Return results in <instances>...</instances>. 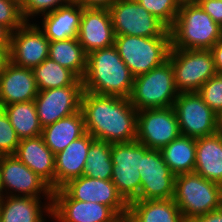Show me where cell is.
Masks as SVG:
<instances>
[{"instance_id": "6da1fadb", "label": "cell", "mask_w": 222, "mask_h": 222, "mask_svg": "<svg viewBox=\"0 0 222 222\" xmlns=\"http://www.w3.org/2000/svg\"><path fill=\"white\" fill-rule=\"evenodd\" d=\"M80 110L86 132L95 140L108 143L136 141L138 111L129 98L84 91Z\"/></svg>"}, {"instance_id": "277c9868", "label": "cell", "mask_w": 222, "mask_h": 222, "mask_svg": "<svg viewBox=\"0 0 222 222\" xmlns=\"http://www.w3.org/2000/svg\"><path fill=\"white\" fill-rule=\"evenodd\" d=\"M173 201L187 222L222 207V185L195 172L178 174L175 178Z\"/></svg>"}, {"instance_id": "ac0fdd59", "label": "cell", "mask_w": 222, "mask_h": 222, "mask_svg": "<svg viewBox=\"0 0 222 222\" xmlns=\"http://www.w3.org/2000/svg\"><path fill=\"white\" fill-rule=\"evenodd\" d=\"M115 32L107 8H83L78 40L85 53L114 45Z\"/></svg>"}, {"instance_id": "cb8c5ba5", "label": "cell", "mask_w": 222, "mask_h": 222, "mask_svg": "<svg viewBox=\"0 0 222 222\" xmlns=\"http://www.w3.org/2000/svg\"><path fill=\"white\" fill-rule=\"evenodd\" d=\"M194 172L203 178L222 185V134L196 139V163Z\"/></svg>"}, {"instance_id": "8d00e7d4", "label": "cell", "mask_w": 222, "mask_h": 222, "mask_svg": "<svg viewBox=\"0 0 222 222\" xmlns=\"http://www.w3.org/2000/svg\"><path fill=\"white\" fill-rule=\"evenodd\" d=\"M197 3L222 27V0H198Z\"/></svg>"}, {"instance_id": "5bb4252c", "label": "cell", "mask_w": 222, "mask_h": 222, "mask_svg": "<svg viewBox=\"0 0 222 222\" xmlns=\"http://www.w3.org/2000/svg\"><path fill=\"white\" fill-rule=\"evenodd\" d=\"M51 218L55 222H121L109 207L73 199L63 188L53 191Z\"/></svg>"}, {"instance_id": "d6986e66", "label": "cell", "mask_w": 222, "mask_h": 222, "mask_svg": "<svg viewBox=\"0 0 222 222\" xmlns=\"http://www.w3.org/2000/svg\"><path fill=\"white\" fill-rule=\"evenodd\" d=\"M39 90L32 69L6 64L0 74V108L35 100Z\"/></svg>"}, {"instance_id": "ab89813d", "label": "cell", "mask_w": 222, "mask_h": 222, "mask_svg": "<svg viewBox=\"0 0 222 222\" xmlns=\"http://www.w3.org/2000/svg\"><path fill=\"white\" fill-rule=\"evenodd\" d=\"M217 74H222V38L210 49Z\"/></svg>"}, {"instance_id": "52a82bcc", "label": "cell", "mask_w": 222, "mask_h": 222, "mask_svg": "<svg viewBox=\"0 0 222 222\" xmlns=\"http://www.w3.org/2000/svg\"><path fill=\"white\" fill-rule=\"evenodd\" d=\"M168 60L173 66L174 83L179 93L198 92L217 74L210 50L171 48Z\"/></svg>"}, {"instance_id": "5b68a950", "label": "cell", "mask_w": 222, "mask_h": 222, "mask_svg": "<svg viewBox=\"0 0 222 222\" xmlns=\"http://www.w3.org/2000/svg\"><path fill=\"white\" fill-rule=\"evenodd\" d=\"M114 46L135 78L168 60L171 37L116 35Z\"/></svg>"}, {"instance_id": "f1b7e54d", "label": "cell", "mask_w": 222, "mask_h": 222, "mask_svg": "<svg viewBox=\"0 0 222 222\" xmlns=\"http://www.w3.org/2000/svg\"><path fill=\"white\" fill-rule=\"evenodd\" d=\"M20 140L42 135L34 100L18 102L2 107Z\"/></svg>"}, {"instance_id": "8fae6325", "label": "cell", "mask_w": 222, "mask_h": 222, "mask_svg": "<svg viewBox=\"0 0 222 222\" xmlns=\"http://www.w3.org/2000/svg\"><path fill=\"white\" fill-rule=\"evenodd\" d=\"M173 108L181 135L197 139L218 132L217 114L198 92L179 93Z\"/></svg>"}, {"instance_id": "d4e9b609", "label": "cell", "mask_w": 222, "mask_h": 222, "mask_svg": "<svg viewBox=\"0 0 222 222\" xmlns=\"http://www.w3.org/2000/svg\"><path fill=\"white\" fill-rule=\"evenodd\" d=\"M127 222H186L173 199L134 200L129 203Z\"/></svg>"}, {"instance_id": "44dd1931", "label": "cell", "mask_w": 222, "mask_h": 222, "mask_svg": "<svg viewBox=\"0 0 222 222\" xmlns=\"http://www.w3.org/2000/svg\"><path fill=\"white\" fill-rule=\"evenodd\" d=\"M14 155L54 191L55 154L45 145L42 136L20 140Z\"/></svg>"}, {"instance_id": "8992f818", "label": "cell", "mask_w": 222, "mask_h": 222, "mask_svg": "<svg viewBox=\"0 0 222 222\" xmlns=\"http://www.w3.org/2000/svg\"><path fill=\"white\" fill-rule=\"evenodd\" d=\"M178 94L174 83L173 66L167 60L148 73L134 78L129 101L137 111L168 108L174 105Z\"/></svg>"}, {"instance_id": "ffe728a7", "label": "cell", "mask_w": 222, "mask_h": 222, "mask_svg": "<svg viewBox=\"0 0 222 222\" xmlns=\"http://www.w3.org/2000/svg\"><path fill=\"white\" fill-rule=\"evenodd\" d=\"M94 140L86 133L55 154L54 190L83 175L88 151Z\"/></svg>"}, {"instance_id": "d590c367", "label": "cell", "mask_w": 222, "mask_h": 222, "mask_svg": "<svg viewBox=\"0 0 222 222\" xmlns=\"http://www.w3.org/2000/svg\"><path fill=\"white\" fill-rule=\"evenodd\" d=\"M25 20L21 6L12 0H0V24L7 27L12 33L19 29Z\"/></svg>"}, {"instance_id": "b9f144b4", "label": "cell", "mask_w": 222, "mask_h": 222, "mask_svg": "<svg viewBox=\"0 0 222 222\" xmlns=\"http://www.w3.org/2000/svg\"><path fill=\"white\" fill-rule=\"evenodd\" d=\"M9 47L10 46H0V74L9 62Z\"/></svg>"}, {"instance_id": "4316f807", "label": "cell", "mask_w": 222, "mask_h": 222, "mask_svg": "<svg viewBox=\"0 0 222 222\" xmlns=\"http://www.w3.org/2000/svg\"><path fill=\"white\" fill-rule=\"evenodd\" d=\"M160 153L175 175L193 173L196 163V139L180 135L160 149Z\"/></svg>"}, {"instance_id": "9a60e30c", "label": "cell", "mask_w": 222, "mask_h": 222, "mask_svg": "<svg viewBox=\"0 0 222 222\" xmlns=\"http://www.w3.org/2000/svg\"><path fill=\"white\" fill-rule=\"evenodd\" d=\"M49 39L36 22H25L11 35L9 61L33 69L49 56Z\"/></svg>"}, {"instance_id": "f546056e", "label": "cell", "mask_w": 222, "mask_h": 222, "mask_svg": "<svg viewBox=\"0 0 222 222\" xmlns=\"http://www.w3.org/2000/svg\"><path fill=\"white\" fill-rule=\"evenodd\" d=\"M39 91L72 85L78 77L49 57L32 69Z\"/></svg>"}, {"instance_id": "4fadbf2b", "label": "cell", "mask_w": 222, "mask_h": 222, "mask_svg": "<svg viewBox=\"0 0 222 222\" xmlns=\"http://www.w3.org/2000/svg\"><path fill=\"white\" fill-rule=\"evenodd\" d=\"M83 92L79 78L69 86L39 91L34 103L42 128L80 111Z\"/></svg>"}, {"instance_id": "3957f363", "label": "cell", "mask_w": 222, "mask_h": 222, "mask_svg": "<svg viewBox=\"0 0 222 222\" xmlns=\"http://www.w3.org/2000/svg\"><path fill=\"white\" fill-rule=\"evenodd\" d=\"M169 30L173 49L210 50L222 38V27L198 3L180 6Z\"/></svg>"}, {"instance_id": "74e56055", "label": "cell", "mask_w": 222, "mask_h": 222, "mask_svg": "<svg viewBox=\"0 0 222 222\" xmlns=\"http://www.w3.org/2000/svg\"><path fill=\"white\" fill-rule=\"evenodd\" d=\"M118 0H74L83 8H107L109 9Z\"/></svg>"}, {"instance_id": "f35d334b", "label": "cell", "mask_w": 222, "mask_h": 222, "mask_svg": "<svg viewBox=\"0 0 222 222\" xmlns=\"http://www.w3.org/2000/svg\"><path fill=\"white\" fill-rule=\"evenodd\" d=\"M187 222H222V207L205 215L194 217Z\"/></svg>"}, {"instance_id": "484cf974", "label": "cell", "mask_w": 222, "mask_h": 222, "mask_svg": "<svg viewBox=\"0 0 222 222\" xmlns=\"http://www.w3.org/2000/svg\"><path fill=\"white\" fill-rule=\"evenodd\" d=\"M86 133L84 117L80 110L43 127L41 136L45 145L57 154Z\"/></svg>"}, {"instance_id": "9c48e42d", "label": "cell", "mask_w": 222, "mask_h": 222, "mask_svg": "<svg viewBox=\"0 0 222 222\" xmlns=\"http://www.w3.org/2000/svg\"><path fill=\"white\" fill-rule=\"evenodd\" d=\"M109 12L115 35L171 37L169 28L136 0H118Z\"/></svg>"}, {"instance_id": "ee69618b", "label": "cell", "mask_w": 222, "mask_h": 222, "mask_svg": "<svg viewBox=\"0 0 222 222\" xmlns=\"http://www.w3.org/2000/svg\"><path fill=\"white\" fill-rule=\"evenodd\" d=\"M176 4L180 7L190 3H197L198 0H174Z\"/></svg>"}, {"instance_id": "7c38bea8", "label": "cell", "mask_w": 222, "mask_h": 222, "mask_svg": "<svg viewBox=\"0 0 222 222\" xmlns=\"http://www.w3.org/2000/svg\"><path fill=\"white\" fill-rule=\"evenodd\" d=\"M180 135L173 106L138 111L136 141L149 149L160 150Z\"/></svg>"}, {"instance_id": "30bf717a", "label": "cell", "mask_w": 222, "mask_h": 222, "mask_svg": "<svg viewBox=\"0 0 222 222\" xmlns=\"http://www.w3.org/2000/svg\"><path fill=\"white\" fill-rule=\"evenodd\" d=\"M41 195L52 203L53 190L42 178L16 155L0 156V196L42 198Z\"/></svg>"}, {"instance_id": "1f68e13d", "label": "cell", "mask_w": 222, "mask_h": 222, "mask_svg": "<svg viewBox=\"0 0 222 222\" xmlns=\"http://www.w3.org/2000/svg\"><path fill=\"white\" fill-rule=\"evenodd\" d=\"M149 13L162 21L169 29L174 25L179 6L174 0H136Z\"/></svg>"}, {"instance_id": "7a4b0ae2", "label": "cell", "mask_w": 222, "mask_h": 222, "mask_svg": "<svg viewBox=\"0 0 222 222\" xmlns=\"http://www.w3.org/2000/svg\"><path fill=\"white\" fill-rule=\"evenodd\" d=\"M82 82L84 91L129 98L134 77L112 45L87 55V70Z\"/></svg>"}, {"instance_id": "4dcf8cb0", "label": "cell", "mask_w": 222, "mask_h": 222, "mask_svg": "<svg viewBox=\"0 0 222 222\" xmlns=\"http://www.w3.org/2000/svg\"><path fill=\"white\" fill-rule=\"evenodd\" d=\"M112 143L94 140L89 148L83 175L90 178L111 180L113 163Z\"/></svg>"}, {"instance_id": "7bdbcfd3", "label": "cell", "mask_w": 222, "mask_h": 222, "mask_svg": "<svg viewBox=\"0 0 222 222\" xmlns=\"http://www.w3.org/2000/svg\"><path fill=\"white\" fill-rule=\"evenodd\" d=\"M217 128L218 132L222 134V111L217 114Z\"/></svg>"}, {"instance_id": "836d02e7", "label": "cell", "mask_w": 222, "mask_h": 222, "mask_svg": "<svg viewBox=\"0 0 222 222\" xmlns=\"http://www.w3.org/2000/svg\"><path fill=\"white\" fill-rule=\"evenodd\" d=\"M19 143L20 139L7 114L0 108V156L14 155Z\"/></svg>"}, {"instance_id": "ba28073f", "label": "cell", "mask_w": 222, "mask_h": 222, "mask_svg": "<svg viewBox=\"0 0 222 222\" xmlns=\"http://www.w3.org/2000/svg\"><path fill=\"white\" fill-rule=\"evenodd\" d=\"M150 149L138 141L112 143L111 159L113 163L111 180L117 191L129 204L140 200L141 158Z\"/></svg>"}, {"instance_id": "f6af8a7d", "label": "cell", "mask_w": 222, "mask_h": 222, "mask_svg": "<svg viewBox=\"0 0 222 222\" xmlns=\"http://www.w3.org/2000/svg\"><path fill=\"white\" fill-rule=\"evenodd\" d=\"M12 1L16 2V3L19 4L20 6H21V4H22V2H23V0H12Z\"/></svg>"}, {"instance_id": "603a6c76", "label": "cell", "mask_w": 222, "mask_h": 222, "mask_svg": "<svg viewBox=\"0 0 222 222\" xmlns=\"http://www.w3.org/2000/svg\"><path fill=\"white\" fill-rule=\"evenodd\" d=\"M83 7L76 2L61 6L43 15L42 28L49 41L77 38Z\"/></svg>"}, {"instance_id": "e575fe53", "label": "cell", "mask_w": 222, "mask_h": 222, "mask_svg": "<svg viewBox=\"0 0 222 222\" xmlns=\"http://www.w3.org/2000/svg\"><path fill=\"white\" fill-rule=\"evenodd\" d=\"M198 93L203 101L216 113L222 111V74H216L207 80Z\"/></svg>"}, {"instance_id": "7402d4cb", "label": "cell", "mask_w": 222, "mask_h": 222, "mask_svg": "<svg viewBox=\"0 0 222 222\" xmlns=\"http://www.w3.org/2000/svg\"><path fill=\"white\" fill-rule=\"evenodd\" d=\"M41 200L27 196H0V222H46V215L51 219L52 203L42 204Z\"/></svg>"}, {"instance_id": "d6a6232c", "label": "cell", "mask_w": 222, "mask_h": 222, "mask_svg": "<svg viewBox=\"0 0 222 222\" xmlns=\"http://www.w3.org/2000/svg\"><path fill=\"white\" fill-rule=\"evenodd\" d=\"M72 2L74 0H23L21 12L25 22H30L31 17L43 16Z\"/></svg>"}, {"instance_id": "83f0119b", "label": "cell", "mask_w": 222, "mask_h": 222, "mask_svg": "<svg viewBox=\"0 0 222 222\" xmlns=\"http://www.w3.org/2000/svg\"><path fill=\"white\" fill-rule=\"evenodd\" d=\"M48 57L61 66L68 68L79 79H83L85 76L87 54L83 46L79 43L78 38L50 41Z\"/></svg>"}, {"instance_id": "e0dca14e", "label": "cell", "mask_w": 222, "mask_h": 222, "mask_svg": "<svg viewBox=\"0 0 222 222\" xmlns=\"http://www.w3.org/2000/svg\"><path fill=\"white\" fill-rule=\"evenodd\" d=\"M73 199L109 206L122 220H126L129 204L117 191L112 180L82 175L62 187Z\"/></svg>"}, {"instance_id": "2e32d148", "label": "cell", "mask_w": 222, "mask_h": 222, "mask_svg": "<svg viewBox=\"0 0 222 222\" xmlns=\"http://www.w3.org/2000/svg\"><path fill=\"white\" fill-rule=\"evenodd\" d=\"M140 200L173 199L175 178L160 150L150 149L142 158Z\"/></svg>"}, {"instance_id": "60d3db41", "label": "cell", "mask_w": 222, "mask_h": 222, "mask_svg": "<svg viewBox=\"0 0 222 222\" xmlns=\"http://www.w3.org/2000/svg\"><path fill=\"white\" fill-rule=\"evenodd\" d=\"M12 32L0 24V46H10Z\"/></svg>"}]
</instances>
